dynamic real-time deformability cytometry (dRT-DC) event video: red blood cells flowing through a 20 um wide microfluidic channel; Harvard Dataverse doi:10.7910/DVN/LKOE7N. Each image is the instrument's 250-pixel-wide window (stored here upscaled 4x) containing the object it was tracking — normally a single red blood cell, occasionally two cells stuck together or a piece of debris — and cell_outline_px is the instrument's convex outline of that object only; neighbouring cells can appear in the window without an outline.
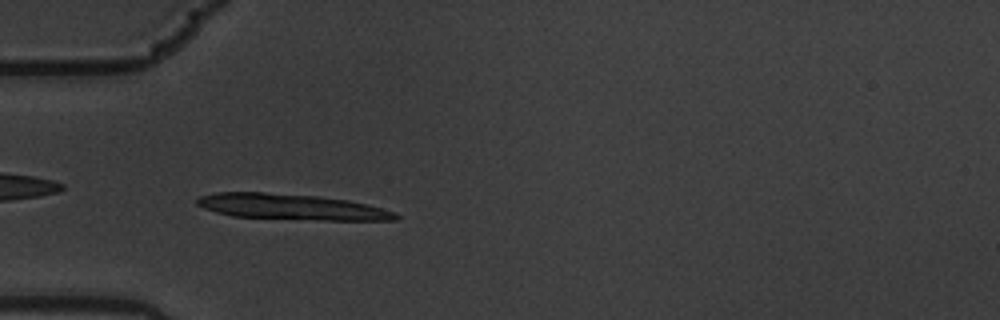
{"species": "common noctule bat (a hibernating species)", "species_latin": "Nyctalus noctula", "temperature_condition": "warm", "stored_images_in_passage": 7, "camera_frame_rate_fps": 3000, "um_per_image_px": 0.085, "animal": {"sex": "male", "body_mass_g": 19.5, "forearm_length_mm": 54.6}, "frame": {"image": 1, "passage_image": 6, "time_ms": 1.667, "image_size_px": [1000, 320], "cell_outline_px": [[400, 216], [396, 220], [324, 220], [232, 216], [216, 212], [204, 208], [196, 204], [196, 200], [200, 196], [216, 192], [264, 192], [316, 196], [348, 200], [396, 212]], "centroid_in_image_um": [24.75, 17.58], "position_along_channel_um": 60.3, "area_um2": 29.48}}